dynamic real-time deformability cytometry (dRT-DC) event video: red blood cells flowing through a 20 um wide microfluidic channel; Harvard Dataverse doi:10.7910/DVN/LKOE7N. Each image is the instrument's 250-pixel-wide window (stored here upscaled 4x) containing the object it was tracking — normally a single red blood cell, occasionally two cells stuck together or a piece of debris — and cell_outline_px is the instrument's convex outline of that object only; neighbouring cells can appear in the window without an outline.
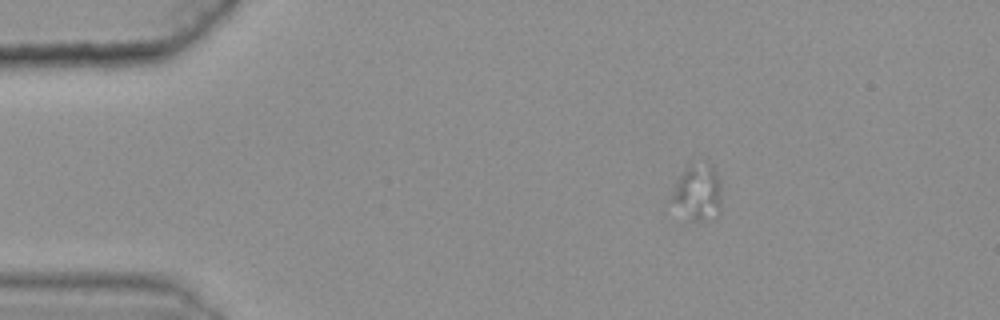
{"species": "common noctule bat (a hibernating species)", "species_latin": "Nyctalus noctula", "temperature_condition": "warm", "stored_images_in_passage": 24, "camera_frame_rate_fps": 3000, "um_per_image_px": 0.085, "animal": {"sex": "female", "body_mass_g": 25.1}, "frame": {"image": 1, "passage_image": 11, "time_ms": 3.333, "image_size_px": [1000, 320], "cell_outline_px": [[720, 212], [716, 216], [700, 220], [692, 220], [668, 200], [680, 176], [688, 168], [712, 164], [720, 180]], "centroid_in_image_um": [59.32, 16.4], "position_along_channel_um": 25.7, "area_um2": 15.55}}
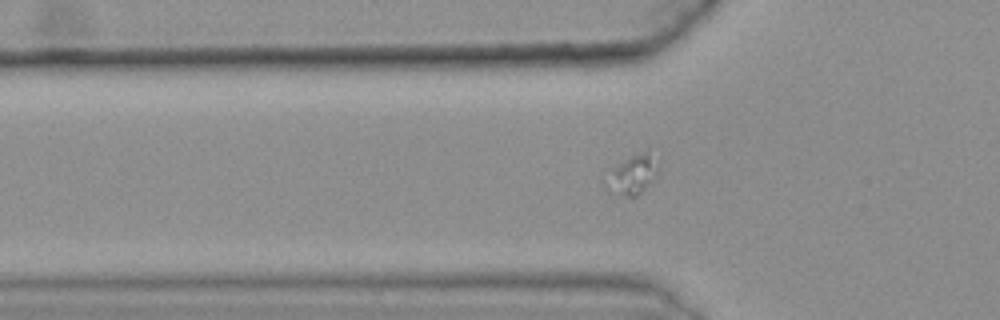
{"frame": {"image": 2, "passage_image": 21, "time_ms": 6.667, "image_size_px": [1000, 320], "cell_outline_px": [[656, 176], [636, 196], [628, 196], [620, 192], [608, 176], [612, 168], [632, 156], [648, 148], [656, 168]], "centroid_in_image_um": [53.88, 14.75], "position_along_channel_um": 71.9, "area_um2": 10.29}}